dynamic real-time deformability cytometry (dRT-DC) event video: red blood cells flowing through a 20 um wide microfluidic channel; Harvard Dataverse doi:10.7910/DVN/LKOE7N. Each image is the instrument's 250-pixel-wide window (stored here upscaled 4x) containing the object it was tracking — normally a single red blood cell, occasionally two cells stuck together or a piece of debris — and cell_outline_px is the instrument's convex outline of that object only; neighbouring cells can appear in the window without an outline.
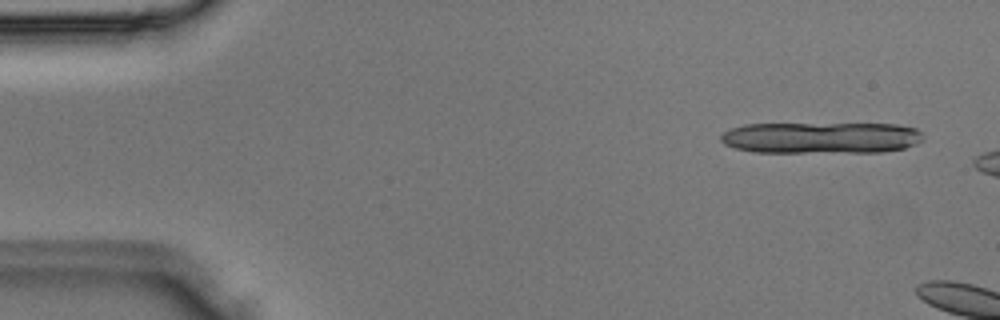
{"species": "Egyptian fruit bat (a non-hibernating species)", "species_latin": "Rousettus aegyptiacus", "temperature_condition": "room temperature", "stored_images_in_passage": 2, "camera_frame_rate_fps": 3000, "um_per_image_px": 0.085, "animal": {"sex": "male"}, "frame": {"image": 1, "passage_image": 1, "time_ms": 0.0, "image_size_px": [1000, 320], "cell_outline_px": [[924, 136], [916, 144], [904, 148], [884, 152], [752, 152], [736, 148], [724, 144], [720, 140], [720, 136], [724, 132], [732, 128], [744, 124], [896, 124], [916, 128]], "centroid_in_image_um": [69.79, 11.71], "position_along_channel_um": 15.2, "area_um2": 37.17}}